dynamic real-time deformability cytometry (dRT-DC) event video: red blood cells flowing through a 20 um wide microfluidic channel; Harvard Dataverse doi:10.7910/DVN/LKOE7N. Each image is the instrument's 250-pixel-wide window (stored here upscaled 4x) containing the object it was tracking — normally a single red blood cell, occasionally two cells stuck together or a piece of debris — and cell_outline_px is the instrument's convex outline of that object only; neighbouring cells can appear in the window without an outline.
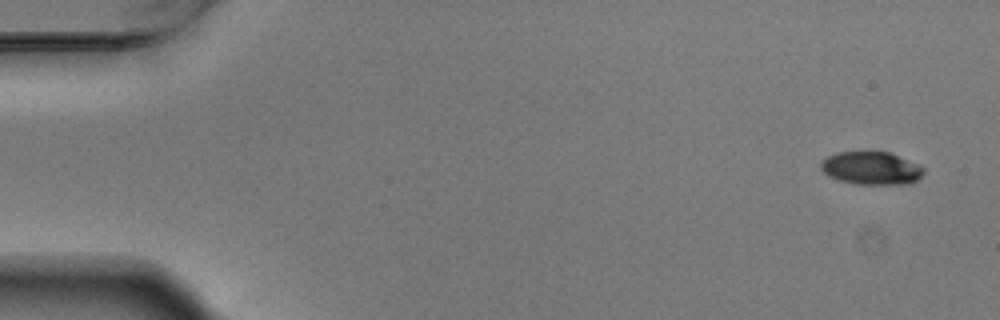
{"species": "Egyptian fruit bat (a non-hibernating species)", "species_latin": "Rousettus aegyptiacus", "temperature_condition": "warm", "stored_images_in_passage": 6, "camera_frame_rate_fps": 3000, "um_per_image_px": 0.085, "animal": {"sex": "male"}, "frame": {"image": 1, "passage_image": 1, "time_ms": 0.0, "image_size_px": [1000, 320], "cell_outline_px": [[924, 172], [912, 184], [856, 184], [840, 180], [824, 172], [820, 168], [820, 164], [828, 156], [836, 152], [888, 152], [916, 164], [924, 168]], "centroid_in_image_um": [74.06, 14.3], "position_along_channel_um": 10.9, "area_um2": 19.36}}
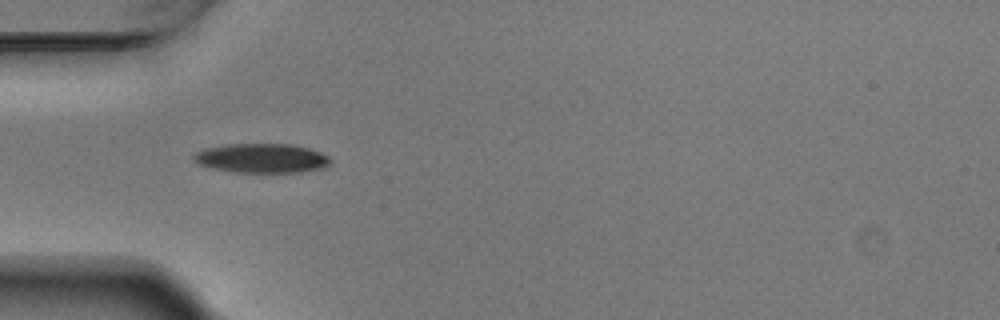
{"frame": {"image": 2, "passage_image": 5, "time_ms": 1.333, "image_size_px": [1000, 320], "cell_outline_px": [[328, 164], [324, 168], [300, 172], [236, 172], [196, 164], [192, 160], [192, 156], [196, 152], [208, 148], [228, 144], [292, 144], [308, 148], [320, 152], [328, 156]], "centroid_in_image_um": [22.23, 13.44], "position_along_channel_um": 62.8, "area_um2": 23.12}}
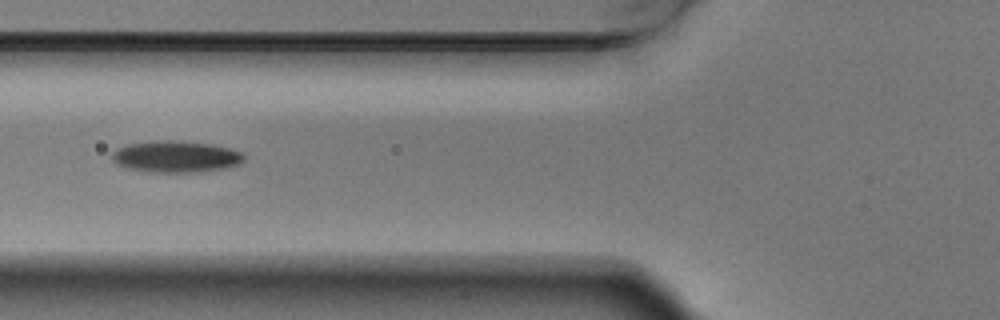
{"frame": {"image": 3, "passage_image": 6, "time_ms": 1.667, "image_size_px": [1000, 320], "cell_outline_px": [[244, 160], [240, 164], [224, 168], [204, 172], [148, 172], [128, 168], [116, 164], [112, 160], [112, 152], [116, 148], [128, 144], [164, 140], [172, 140], [208, 144], [228, 148], [240, 152], [244, 156]], "centroid_in_image_um": [14.92, 13.33], "position_along_channel_um": 110.9, "area_um2": 24.16}}